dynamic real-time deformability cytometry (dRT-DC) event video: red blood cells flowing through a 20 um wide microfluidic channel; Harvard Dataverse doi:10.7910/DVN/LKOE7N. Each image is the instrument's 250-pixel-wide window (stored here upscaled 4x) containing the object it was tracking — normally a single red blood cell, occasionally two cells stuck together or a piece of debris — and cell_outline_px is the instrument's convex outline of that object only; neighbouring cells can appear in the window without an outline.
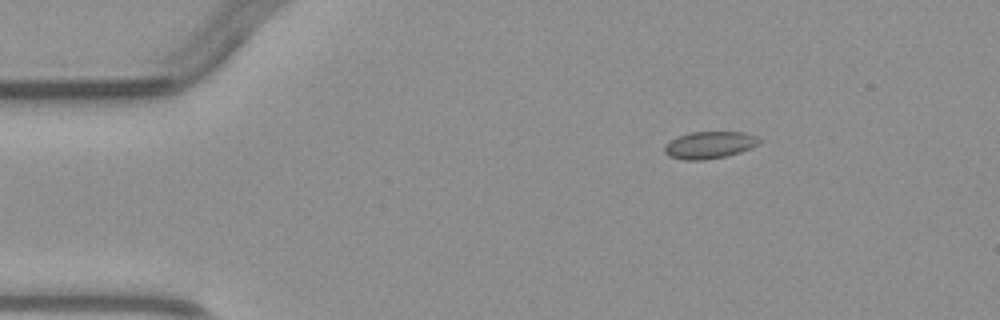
{"species": "common noctule bat (a hibernating species)", "species_latin": "Nyctalus noctula", "temperature_condition": "warm", "stored_images_in_passage": 5, "camera_frame_rate_fps": 3000, "um_per_image_px": 0.085, "animal": {"sex": "male", "body_mass_g": 23.1, "forearm_length_mm": 52.7}, "frame": {"image": 1, "passage_image": 3, "time_ms": 2.333, "image_size_px": [1000, 320], "cell_outline_px": [[760, 144], [740, 152], [724, 156], [704, 160], [684, 160], [668, 156], [664, 152], [664, 144], [668, 140], [676, 136], [692, 132], [744, 132], [756, 136], [760, 140]], "centroid_in_image_um": [60.25, 12.32], "position_along_channel_um": 24.7, "area_um2": 15.09}}
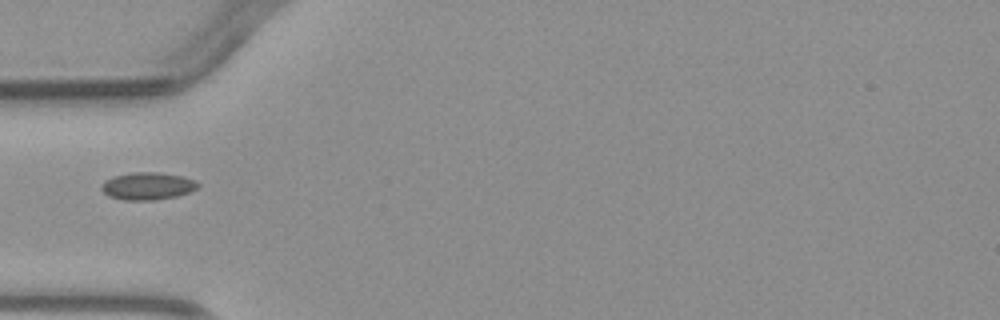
{"frame": {"image": 2, "passage_image": 5, "time_ms": 5.0, "image_size_px": [1000, 320], "cell_outline_px": [[200, 184], [196, 188], [188, 192], [176, 196], [152, 200], [124, 200], [108, 196], [100, 188], [104, 180], [112, 176], [132, 172], [160, 172], [184, 176]], "centroid_in_image_um": [12.5, 15.8], "position_along_channel_um": 72.5, "area_um2": 15.43}}